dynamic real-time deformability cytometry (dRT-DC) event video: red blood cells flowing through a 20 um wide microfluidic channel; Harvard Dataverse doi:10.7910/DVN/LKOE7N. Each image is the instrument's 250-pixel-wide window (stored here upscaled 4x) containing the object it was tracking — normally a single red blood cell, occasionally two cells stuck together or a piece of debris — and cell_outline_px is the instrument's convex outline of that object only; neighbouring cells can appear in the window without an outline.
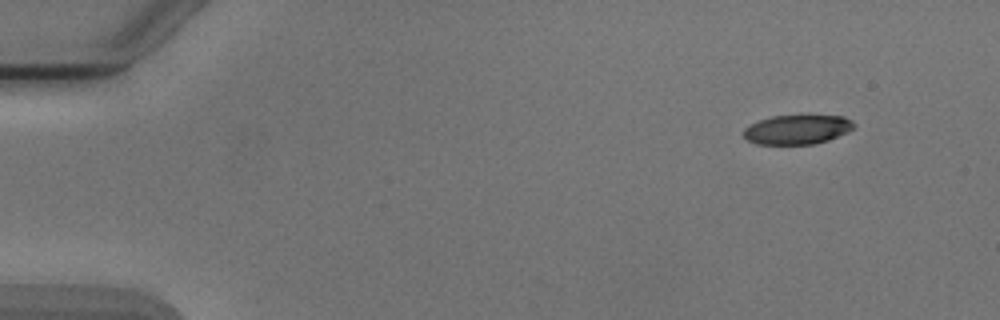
{"species": "Egyptian fruit bat (a non-hibernating species)", "species_latin": "Rousettus aegyptiacus", "temperature_condition": "cold", "stored_images_in_passage": 5, "camera_frame_rate_fps": 3000, "um_per_image_px": 0.085, "animal": {"sex": "male"}, "frame": {"image": 1, "passage_image": 1, "time_ms": 0.0, "image_size_px": [1000, 320], "cell_outline_px": [[856, 124], [848, 132], [828, 140], [812, 144], [756, 144], [748, 140], [744, 136], [744, 128], [760, 120], [772, 116], [808, 112], [844, 116], [852, 120]], "centroid_in_image_um": [67.83, 10.95], "position_along_channel_um": 17.2, "area_um2": 19.71}}
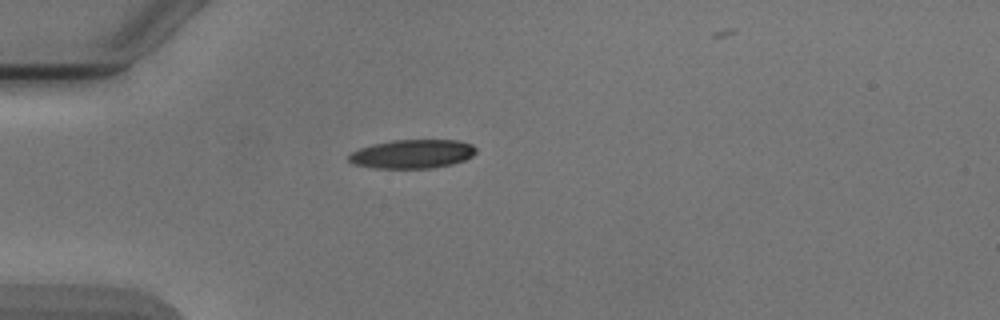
{"frame": {"image": 2, "passage_image": 4, "time_ms": 3.333, "image_size_px": [1000, 320], "cell_outline_px": [[476, 152], [472, 156], [464, 160], [452, 164], [432, 168], [372, 168], [352, 164], [348, 160], [348, 156], [352, 152], [360, 148], [372, 144], [392, 140], [460, 140], [472, 144], [476, 148]], "centroid_in_image_um": [35.04, 13.08], "position_along_channel_um": 50.0, "area_um2": 21.5}}